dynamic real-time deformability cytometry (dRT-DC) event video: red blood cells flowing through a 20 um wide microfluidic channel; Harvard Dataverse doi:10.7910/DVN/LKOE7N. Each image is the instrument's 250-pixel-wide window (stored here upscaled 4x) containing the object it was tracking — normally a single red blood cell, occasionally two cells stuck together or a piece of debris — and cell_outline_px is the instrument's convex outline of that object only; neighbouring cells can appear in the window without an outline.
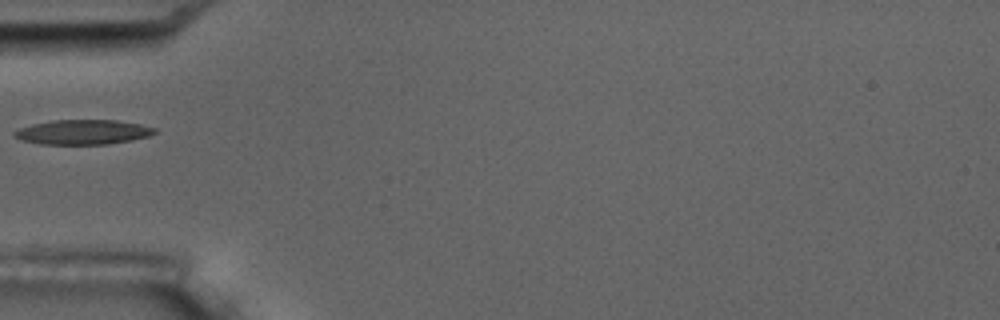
{"species": "common noctule bat (a hibernating species)", "species_latin": "Nyctalus noctula", "temperature_condition": "room temperature", "stored_images_in_passage": 2, "camera_frame_rate_fps": 3000, "um_per_image_px": 0.085, "animal": {"sex": "male", "body_mass_g": 17.5, "forearm_length_mm": 52.3}, "frame": {"image": 1, "passage_image": 1, "time_ms": 0.0, "image_size_px": [1000, 320], "cell_outline_px": [[156, 132], [148, 136], [132, 140], [108, 144], [40, 144], [20, 140], [12, 136], [12, 132], [20, 128], [32, 124], [52, 120], [116, 120], [140, 124], [156, 128]], "centroid_in_image_um": [7.01, 11.23], "position_along_channel_um": 78.0, "area_um2": 20.29}}